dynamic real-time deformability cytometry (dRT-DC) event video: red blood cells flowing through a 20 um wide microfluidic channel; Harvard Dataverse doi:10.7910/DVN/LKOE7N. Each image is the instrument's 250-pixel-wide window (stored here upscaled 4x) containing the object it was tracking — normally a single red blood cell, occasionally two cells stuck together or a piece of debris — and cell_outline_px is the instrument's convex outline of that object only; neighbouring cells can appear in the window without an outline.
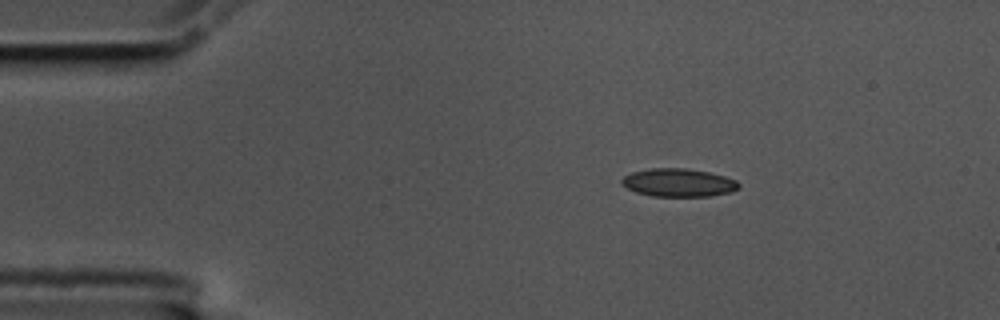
{"species": "common noctule bat (a hibernating species)", "species_latin": "Nyctalus noctula", "temperature_condition": "cold", "stored_images_in_passage": 49, "camera_frame_rate_fps": 3000, "um_per_image_px": 0.085, "animal": {"sex": "male", "body_mass_g": 17.5, "forearm_length_mm": 52.3}, "frame": {"image": 1, "passage_image": 1, "time_ms": 0.0, "image_size_px": [1000, 320], "cell_outline_px": [[740, 188], [732, 192], [708, 196], [652, 196], [636, 192], [620, 184], [620, 180], [624, 176], [632, 172], [648, 168], [684, 168], [708, 172], [724, 176], [736, 180], [740, 184]], "centroid_in_image_um": [57.66, 15.52], "position_along_channel_um": 27.3, "area_um2": 19.25}}
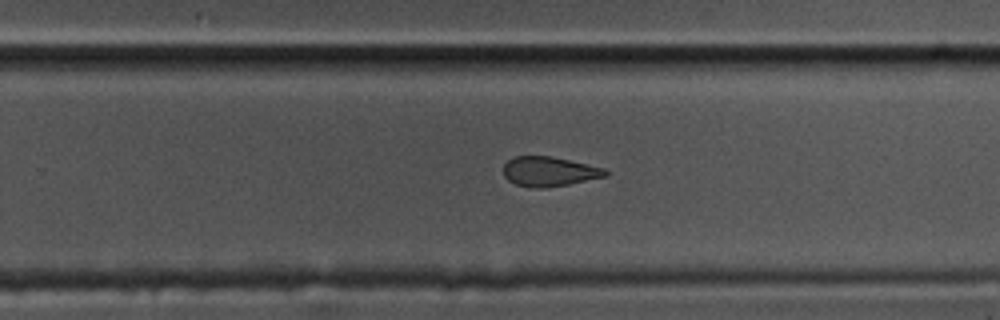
{"frame": {"image": 2, "passage_image": 28, "time_ms": 9.0, "image_size_px": [1000, 320], "cell_outline_px": [[608, 176], [568, 184], [544, 188], [528, 188], [516, 184], [508, 180], [504, 176], [504, 164], [512, 156], [552, 156], [588, 164], [604, 168], [608, 172]], "centroid_in_image_um": [46.67, 14.58], "position_along_channel_um": 283.1, "area_um2": 17.74}}
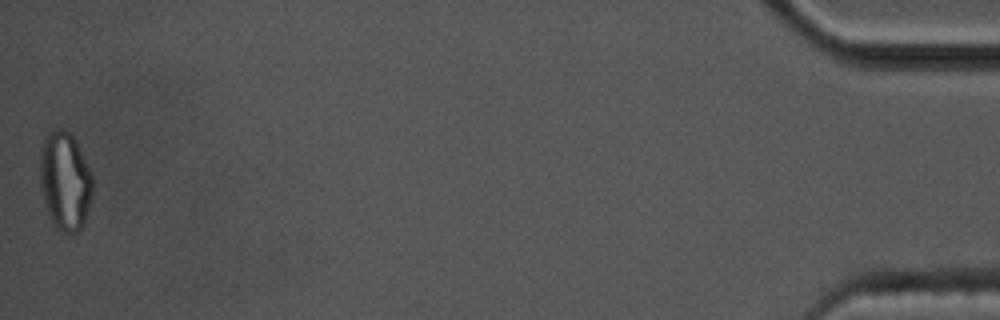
{"frame": {"image": 3, "passage_image": 49, "time_ms": 16.0, "image_size_px": [1000, 320], "cell_outline_px": [[92, 192], [84, 224], [72, 236], [60, 232], [56, 228], [48, 216], [44, 204], [40, 188], [40, 156], [44, 136], [48, 132], [56, 128], [60, 128], [68, 132], [72, 136], [92, 172]], "centroid_in_image_um": [5.5, 15.43], "position_along_channel_um": 429.7, "area_um2": 30.52}, "authors_computed_cell_mechanics": {"area_um2": 19.1896, "velocity_mm_per_s": 3.4704, "shape_relaxation_time_tau1_ms": 8.4866, "shape_relaxation_time_tau2_ms": 2.8681, "deformation_change_tau1": 0.1518, "deformation_change_tau2": 0.0912}}